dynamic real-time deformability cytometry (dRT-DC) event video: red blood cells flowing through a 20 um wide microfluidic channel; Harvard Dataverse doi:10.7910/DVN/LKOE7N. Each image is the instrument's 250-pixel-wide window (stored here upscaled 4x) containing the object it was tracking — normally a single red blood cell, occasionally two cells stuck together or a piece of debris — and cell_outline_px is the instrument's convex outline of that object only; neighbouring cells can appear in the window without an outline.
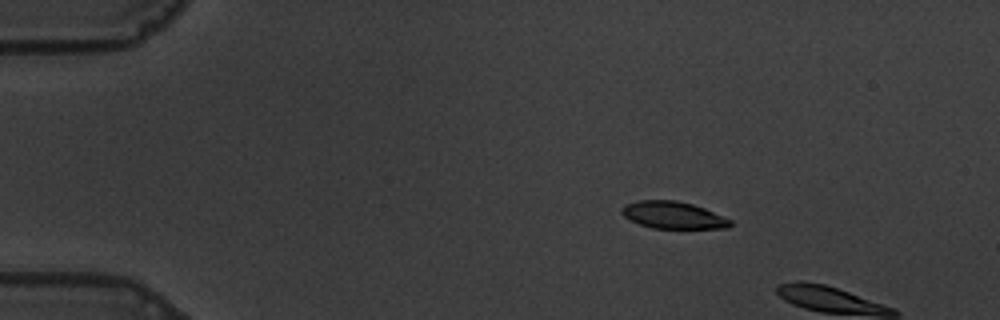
{"species": "common noctule bat (a hibernating species)", "species_latin": "Nyctalus noctula", "temperature_condition": "warm", "stored_images_in_passage": 6, "camera_frame_rate_fps": 3000, "um_per_image_px": 0.085, "animal": {"sex": "male", "body_mass_g": 19.5, "forearm_length_mm": 54.6}, "frame": {"image": 1, "passage_image": 3, "time_ms": 0.667, "image_size_px": [1000, 320], "cell_outline_px": [[732, 224], [728, 228], [652, 228], [640, 224], [624, 216], [620, 212], [620, 208], [624, 204], [640, 200], [676, 200], [692, 204], [704, 208], [732, 220]], "centroid_in_image_um": [57.2, 18.28], "position_along_channel_um": 27.8, "area_um2": 17.11}}